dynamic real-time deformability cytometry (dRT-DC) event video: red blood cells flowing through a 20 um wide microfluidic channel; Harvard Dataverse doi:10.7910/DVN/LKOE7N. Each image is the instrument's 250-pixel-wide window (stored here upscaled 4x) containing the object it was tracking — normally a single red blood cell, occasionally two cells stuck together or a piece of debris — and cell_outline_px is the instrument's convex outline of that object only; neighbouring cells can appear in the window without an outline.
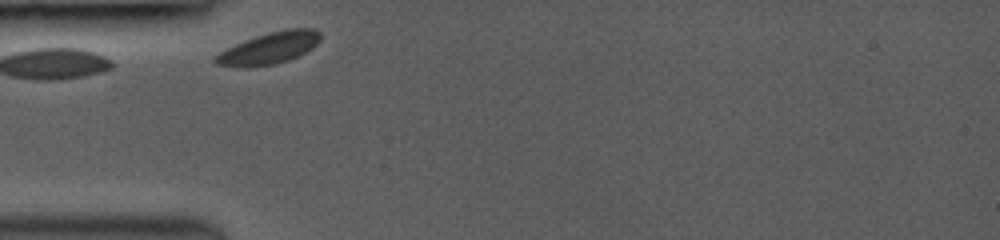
{"species": "common noctule bat (a hibernating species)", "species_latin": "Nyctalus noctula", "temperature_condition": "room temperature", "stored_images_in_passage": 3, "camera_frame_rate_fps": 3000, "um_per_image_px": 0.085, "animal": {"sex": "female", "body_mass_g": 19.0, "forearm_length_mm": 53.3}, "frame": {"image": 1, "passage_image": 1, "time_ms": 0.0, "image_size_px": [1000, 240], "cell_outline_px": [[320, 40], [312, 48], [288, 60], [272, 64], [244, 68], [216, 64], [212, 60], [220, 52], [244, 40], [268, 32], [284, 28], [316, 28], [320, 32]], "centroid_in_image_um": [22.89, 4.07], "position_along_channel_um": 62.1, "area_um2": 19.31}}